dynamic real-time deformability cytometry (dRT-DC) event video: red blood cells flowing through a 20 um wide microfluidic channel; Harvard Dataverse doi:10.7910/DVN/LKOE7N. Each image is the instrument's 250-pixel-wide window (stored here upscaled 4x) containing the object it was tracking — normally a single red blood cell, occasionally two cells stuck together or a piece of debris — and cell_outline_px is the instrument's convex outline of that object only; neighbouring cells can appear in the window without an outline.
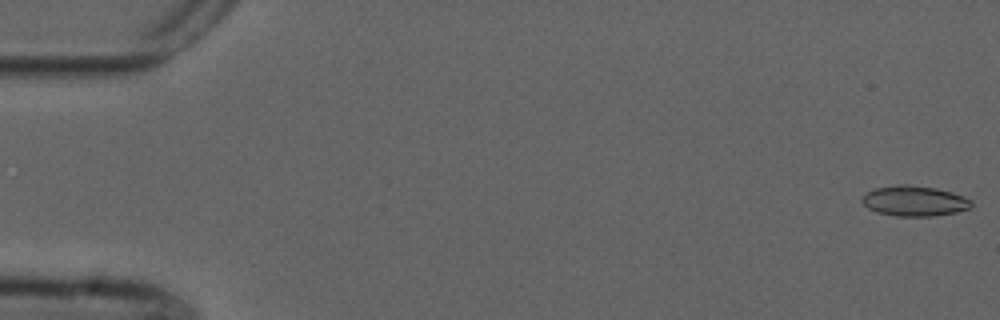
{"species": "common noctule bat (a hibernating species)", "species_latin": "Nyctalus noctula", "temperature_condition": "cold", "stored_images_in_passage": 51, "camera_frame_rate_fps": 3000, "um_per_image_px": 0.085, "animal": {"sex": "male", "forearm_length_mm": 52.5}, "frame": {"image": 1, "passage_image": 1, "time_ms": 0.0, "image_size_px": [1000, 320], "cell_outline_px": [[972, 204], [968, 208], [956, 212], [932, 216], [896, 216], [876, 212], [868, 208], [860, 200], [860, 196], [864, 192], [876, 188], [900, 184], [908, 184], [936, 188], [952, 192], [964, 196], [972, 200]], "centroid_in_image_um": [77.68, 17.07], "position_along_channel_um": 7.3, "area_um2": 19.48}}
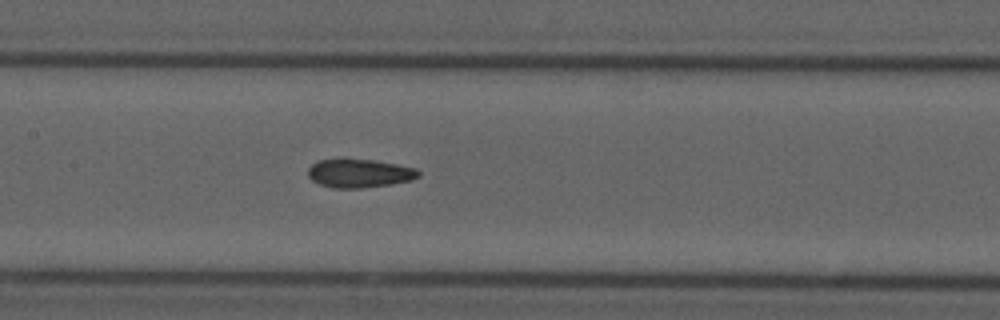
{"frame": {"image": 2, "passage_image": 26, "time_ms": 8.333, "image_size_px": [1000, 320], "cell_outline_px": [[420, 176], [412, 180], [392, 184], [360, 188], [332, 188], [320, 184], [312, 180], [308, 176], [308, 168], [316, 160], [344, 156], [372, 160], [396, 164], [416, 168], [420, 172]], "centroid_in_image_um": [30.5, 14.69], "position_along_channel_um": 176.9, "area_um2": 19.02}}
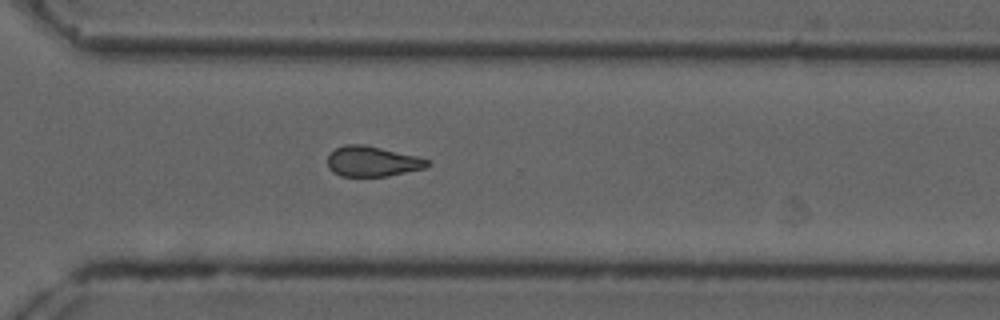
{"frame": {"image": 3, "passage_image": 39, "time_ms": 12.667, "image_size_px": [1000, 320], "cell_outline_px": [[432, 164], [424, 168], [388, 176], [340, 176], [332, 172], [328, 168], [328, 156], [336, 148], [344, 144], [368, 144], [416, 156], [428, 160]], "centroid_in_image_um": [31.63, 13.71], "position_along_channel_um": 339.0, "area_um2": 17.74}}